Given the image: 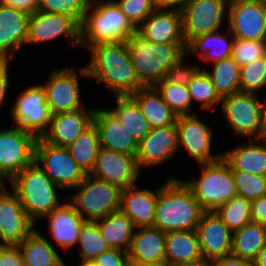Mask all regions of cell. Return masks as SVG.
Returning <instances> with one entry per match:
<instances>
[{"label": "cell", "instance_id": "1", "mask_svg": "<svg viewBox=\"0 0 266 266\" xmlns=\"http://www.w3.org/2000/svg\"><path fill=\"white\" fill-rule=\"evenodd\" d=\"M90 50L86 63L89 78L108 87L114 96H128L144 86L139 81L126 41L99 43Z\"/></svg>", "mask_w": 266, "mask_h": 266}, {"label": "cell", "instance_id": "2", "mask_svg": "<svg viewBox=\"0 0 266 266\" xmlns=\"http://www.w3.org/2000/svg\"><path fill=\"white\" fill-rule=\"evenodd\" d=\"M204 210L190 189L177 177L157 188L153 227L168 232L196 230Z\"/></svg>", "mask_w": 266, "mask_h": 266}, {"label": "cell", "instance_id": "3", "mask_svg": "<svg viewBox=\"0 0 266 266\" xmlns=\"http://www.w3.org/2000/svg\"><path fill=\"white\" fill-rule=\"evenodd\" d=\"M126 44L135 73L144 87L165 79L168 70L187 53L185 43H151L137 32Z\"/></svg>", "mask_w": 266, "mask_h": 266}, {"label": "cell", "instance_id": "4", "mask_svg": "<svg viewBox=\"0 0 266 266\" xmlns=\"http://www.w3.org/2000/svg\"><path fill=\"white\" fill-rule=\"evenodd\" d=\"M137 32L114 0L88 5L80 26V47L126 41Z\"/></svg>", "mask_w": 266, "mask_h": 266}, {"label": "cell", "instance_id": "5", "mask_svg": "<svg viewBox=\"0 0 266 266\" xmlns=\"http://www.w3.org/2000/svg\"><path fill=\"white\" fill-rule=\"evenodd\" d=\"M8 185L16 192L28 217L35 224L63 204L57 191L61 188L35 163L20 171Z\"/></svg>", "mask_w": 266, "mask_h": 266}, {"label": "cell", "instance_id": "6", "mask_svg": "<svg viewBox=\"0 0 266 266\" xmlns=\"http://www.w3.org/2000/svg\"><path fill=\"white\" fill-rule=\"evenodd\" d=\"M199 167L201 174L198 179L181 180L204 212H214L237 194L232 170L222 157Z\"/></svg>", "mask_w": 266, "mask_h": 266}, {"label": "cell", "instance_id": "7", "mask_svg": "<svg viewBox=\"0 0 266 266\" xmlns=\"http://www.w3.org/2000/svg\"><path fill=\"white\" fill-rule=\"evenodd\" d=\"M75 189L67 200L84 221L95 222L120 209L122 189L114 184L86 175Z\"/></svg>", "mask_w": 266, "mask_h": 266}, {"label": "cell", "instance_id": "8", "mask_svg": "<svg viewBox=\"0 0 266 266\" xmlns=\"http://www.w3.org/2000/svg\"><path fill=\"white\" fill-rule=\"evenodd\" d=\"M260 94L235 93L222 99L220 112L233 135L242 139H261L262 100Z\"/></svg>", "mask_w": 266, "mask_h": 266}, {"label": "cell", "instance_id": "9", "mask_svg": "<svg viewBox=\"0 0 266 266\" xmlns=\"http://www.w3.org/2000/svg\"><path fill=\"white\" fill-rule=\"evenodd\" d=\"M76 70L72 65L61 70L52 69L48 79L44 80V84H40L45 91L46 102L52 115L86 107L81 99L78 77L89 79L88 71L85 65Z\"/></svg>", "mask_w": 266, "mask_h": 266}, {"label": "cell", "instance_id": "10", "mask_svg": "<svg viewBox=\"0 0 266 266\" xmlns=\"http://www.w3.org/2000/svg\"><path fill=\"white\" fill-rule=\"evenodd\" d=\"M37 139L19 126L0 129V183L10 182L20 171L34 163Z\"/></svg>", "mask_w": 266, "mask_h": 266}, {"label": "cell", "instance_id": "11", "mask_svg": "<svg viewBox=\"0 0 266 266\" xmlns=\"http://www.w3.org/2000/svg\"><path fill=\"white\" fill-rule=\"evenodd\" d=\"M12 103L10 117L14 124L37 138L47 132L52 113L46 102L45 91L39 84L25 88Z\"/></svg>", "mask_w": 266, "mask_h": 266}, {"label": "cell", "instance_id": "12", "mask_svg": "<svg viewBox=\"0 0 266 266\" xmlns=\"http://www.w3.org/2000/svg\"><path fill=\"white\" fill-rule=\"evenodd\" d=\"M34 163L37 164L61 190L75 188L86 174L73 160L66 147H58L38 138Z\"/></svg>", "mask_w": 266, "mask_h": 266}, {"label": "cell", "instance_id": "13", "mask_svg": "<svg viewBox=\"0 0 266 266\" xmlns=\"http://www.w3.org/2000/svg\"><path fill=\"white\" fill-rule=\"evenodd\" d=\"M228 4L229 0H191L180 10L186 46L198 36L220 30L227 22Z\"/></svg>", "mask_w": 266, "mask_h": 266}, {"label": "cell", "instance_id": "14", "mask_svg": "<svg viewBox=\"0 0 266 266\" xmlns=\"http://www.w3.org/2000/svg\"><path fill=\"white\" fill-rule=\"evenodd\" d=\"M0 183V243L18 245L35 229L16 192Z\"/></svg>", "mask_w": 266, "mask_h": 266}, {"label": "cell", "instance_id": "15", "mask_svg": "<svg viewBox=\"0 0 266 266\" xmlns=\"http://www.w3.org/2000/svg\"><path fill=\"white\" fill-rule=\"evenodd\" d=\"M226 24L234 38L266 40V1L229 0Z\"/></svg>", "mask_w": 266, "mask_h": 266}, {"label": "cell", "instance_id": "16", "mask_svg": "<svg viewBox=\"0 0 266 266\" xmlns=\"http://www.w3.org/2000/svg\"><path fill=\"white\" fill-rule=\"evenodd\" d=\"M176 128L178 148L185 149L197 165L211 163L222 157V152L212 154V128L195 114L177 116Z\"/></svg>", "mask_w": 266, "mask_h": 266}, {"label": "cell", "instance_id": "17", "mask_svg": "<svg viewBox=\"0 0 266 266\" xmlns=\"http://www.w3.org/2000/svg\"><path fill=\"white\" fill-rule=\"evenodd\" d=\"M66 36L67 45L80 46V25L71 17L36 10L30 14L27 44H43Z\"/></svg>", "mask_w": 266, "mask_h": 266}, {"label": "cell", "instance_id": "18", "mask_svg": "<svg viewBox=\"0 0 266 266\" xmlns=\"http://www.w3.org/2000/svg\"><path fill=\"white\" fill-rule=\"evenodd\" d=\"M141 171L136 157L100 147L96 164L90 175L121 189L137 185Z\"/></svg>", "mask_w": 266, "mask_h": 266}, {"label": "cell", "instance_id": "19", "mask_svg": "<svg viewBox=\"0 0 266 266\" xmlns=\"http://www.w3.org/2000/svg\"><path fill=\"white\" fill-rule=\"evenodd\" d=\"M176 125L155 127L138 142L136 161L140 171L143 168L163 166L178 153Z\"/></svg>", "mask_w": 266, "mask_h": 266}, {"label": "cell", "instance_id": "20", "mask_svg": "<svg viewBox=\"0 0 266 266\" xmlns=\"http://www.w3.org/2000/svg\"><path fill=\"white\" fill-rule=\"evenodd\" d=\"M29 21L30 14L0 2V59L13 60L27 44Z\"/></svg>", "mask_w": 266, "mask_h": 266}, {"label": "cell", "instance_id": "21", "mask_svg": "<svg viewBox=\"0 0 266 266\" xmlns=\"http://www.w3.org/2000/svg\"><path fill=\"white\" fill-rule=\"evenodd\" d=\"M95 109L85 107L52 115L49 128L42 139L58 147L71 145L93 123Z\"/></svg>", "mask_w": 266, "mask_h": 266}, {"label": "cell", "instance_id": "22", "mask_svg": "<svg viewBox=\"0 0 266 266\" xmlns=\"http://www.w3.org/2000/svg\"><path fill=\"white\" fill-rule=\"evenodd\" d=\"M196 231L204 260L210 262L231 254L233 232L215 212H204Z\"/></svg>", "mask_w": 266, "mask_h": 266}, {"label": "cell", "instance_id": "23", "mask_svg": "<svg viewBox=\"0 0 266 266\" xmlns=\"http://www.w3.org/2000/svg\"><path fill=\"white\" fill-rule=\"evenodd\" d=\"M137 33L151 43H185L178 9L157 7L137 28Z\"/></svg>", "mask_w": 266, "mask_h": 266}, {"label": "cell", "instance_id": "24", "mask_svg": "<svg viewBox=\"0 0 266 266\" xmlns=\"http://www.w3.org/2000/svg\"><path fill=\"white\" fill-rule=\"evenodd\" d=\"M93 122L100 135V147L136 156L138 141L109 108H95Z\"/></svg>", "mask_w": 266, "mask_h": 266}, {"label": "cell", "instance_id": "25", "mask_svg": "<svg viewBox=\"0 0 266 266\" xmlns=\"http://www.w3.org/2000/svg\"><path fill=\"white\" fill-rule=\"evenodd\" d=\"M65 198V202L61 206L52 210L42 219L48 220V234L55 245L67 252L76 246L80 229L85 221L67 200V197Z\"/></svg>", "mask_w": 266, "mask_h": 266}, {"label": "cell", "instance_id": "26", "mask_svg": "<svg viewBox=\"0 0 266 266\" xmlns=\"http://www.w3.org/2000/svg\"><path fill=\"white\" fill-rule=\"evenodd\" d=\"M166 233L154 227L135 228L128 251L131 266L165 261Z\"/></svg>", "mask_w": 266, "mask_h": 266}, {"label": "cell", "instance_id": "27", "mask_svg": "<svg viewBox=\"0 0 266 266\" xmlns=\"http://www.w3.org/2000/svg\"><path fill=\"white\" fill-rule=\"evenodd\" d=\"M156 201L157 188L152 191L135 185L122 189L119 210L131 220L135 228L153 227Z\"/></svg>", "mask_w": 266, "mask_h": 266}, {"label": "cell", "instance_id": "28", "mask_svg": "<svg viewBox=\"0 0 266 266\" xmlns=\"http://www.w3.org/2000/svg\"><path fill=\"white\" fill-rule=\"evenodd\" d=\"M244 144L222 152L231 170L245 171L266 177V140L246 139Z\"/></svg>", "mask_w": 266, "mask_h": 266}, {"label": "cell", "instance_id": "29", "mask_svg": "<svg viewBox=\"0 0 266 266\" xmlns=\"http://www.w3.org/2000/svg\"><path fill=\"white\" fill-rule=\"evenodd\" d=\"M228 35L220 29L198 36L187 45V54L210 64L228 58L235 39L231 32Z\"/></svg>", "mask_w": 266, "mask_h": 266}, {"label": "cell", "instance_id": "30", "mask_svg": "<svg viewBox=\"0 0 266 266\" xmlns=\"http://www.w3.org/2000/svg\"><path fill=\"white\" fill-rule=\"evenodd\" d=\"M130 96L138 103L151 128L176 125L177 115L153 86L143 87Z\"/></svg>", "mask_w": 266, "mask_h": 266}, {"label": "cell", "instance_id": "31", "mask_svg": "<svg viewBox=\"0 0 266 266\" xmlns=\"http://www.w3.org/2000/svg\"><path fill=\"white\" fill-rule=\"evenodd\" d=\"M165 260L172 265L204 260L197 231L166 233Z\"/></svg>", "mask_w": 266, "mask_h": 266}, {"label": "cell", "instance_id": "32", "mask_svg": "<svg viewBox=\"0 0 266 266\" xmlns=\"http://www.w3.org/2000/svg\"><path fill=\"white\" fill-rule=\"evenodd\" d=\"M18 247L25 266H65L57 249L36 229Z\"/></svg>", "mask_w": 266, "mask_h": 266}, {"label": "cell", "instance_id": "33", "mask_svg": "<svg viewBox=\"0 0 266 266\" xmlns=\"http://www.w3.org/2000/svg\"><path fill=\"white\" fill-rule=\"evenodd\" d=\"M95 222L110 248L129 251L135 227L124 213L118 210Z\"/></svg>", "mask_w": 266, "mask_h": 266}, {"label": "cell", "instance_id": "34", "mask_svg": "<svg viewBox=\"0 0 266 266\" xmlns=\"http://www.w3.org/2000/svg\"><path fill=\"white\" fill-rule=\"evenodd\" d=\"M266 243V226L251 222L232 233L231 254L254 261Z\"/></svg>", "mask_w": 266, "mask_h": 266}, {"label": "cell", "instance_id": "35", "mask_svg": "<svg viewBox=\"0 0 266 266\" xmlns=\"http://www.w3.org/2000/svg\"><path fill=\"white\" fill-rule=\"evenodd\" d=\"M66 148L83 172L86 175H90L95 167L97 155L100 149V135L94 122Z\"/></svg>", "mask_w": 266, "mask_h": 266}, {"label": "cell", "instance_id": "36", "mask_svg": "<svg viewBox=\"0 0 266 266\" xmlns=\"http://www.w3.org/2000/svg\"><path fill=\"white\" fill-rule=\"evenodd\" d=\"M113 99L116 101V107L109 110L138 142L141 141L152 128L142 114L138 103L130 95L114 96Z\"/></svg>", "mask_w": 266, "mask_h": 266}, {"label": "cell", "instance_id": "37", "mask_svg": "<svg viewBox=\"0 0 266 266\" xmlns=\"http://www.w3.org/2000/svg\"><path fill=\"white\" fill-rule=\"evenodd\" d=\"M211 70H203L210 77L221 99L240 92V65L230 56L223 60L215 61Z\"/></svg>", "mask_w": 266, "mask_h": 266}, {"label": "cell", "instance_id": "38", "mask_svg": "<svg viewBox=\"0 0 266 266\" xmlns=\"http://www.w3.org/2000/svg\"><path fill=\"white\" fill-rule=\"evenodd\" d=\"M214 212L232 232L252 222L251 200L239 194Z\"/></svg>", "mask_w": 266, "mask_h": 266}, {"label": "cell", "instance_id": "39", "mask_svg": "<svg viewBox=\"0 0 266 266\" xmlns=\"http://www.w3.org/2000/svg\"><path fill=\"white\" fill-rule=\"evenodd\" d=\"M153 87L177 116L194 114L191 112L193 103L187 86L163 79Z\"/></svg>", "mask_w": 266, "mask_h": 266}, {"label": "cell", "instance_id": "40", "mask_svg": "<svg viewBox=\"0 0 266 266\" xmlns=\"http://www.w3.org/2000/svg\"><path fill=\"white\" fill-rule=\"evenodd\" d=\"M192 103L200 104L202 111L214 110L221 105L222 99L206 72L201 69L187 85Z\"/></svg>", "mask_w": 266, "mask_h": 266}, {"label": "cell", "instance_id": "41", "mask_svg": "<svg viewBox=\"0 0 266 266\" xmlns=\"http://www.w3.org/2000/svg\"><path fill=\"white\" fill-rule=\"evenodd\" d=\"M76 246H80L81 259H95L110 248L101 237L97 223L92 221H85L82 225Z\"/></svg>", "mask_w": 266, "mask_h": 266}, {"label": "cell", "instance_id": "42", "mask_svg": "<svg viewBox=\"0 0 266 266\" xmlns=\"http://www.w3.org/2000/svg\"><path fill=\"white\" fill-rule=\"evenodd\" d=\"M265 87L266 56L240 67V92L258 94Z\"/></svg>", "mask_w": 266, "mask_h": 266}, {"label": "cell", "instance_id": "43", "mask_svg": "<svg viewBox=\"0 0 266 266\" xmlns=\"http://www.w3.org/2000/svg\"><path fill=\"white\" fill-rule=\"evenodd\" d=\"M88 5L84 0H38V10L73 18L80 26Z\"/></svg>", "mask_w": 266, "mask_h": 266}, {"label": "cell", "instance_id": "44", "mask_svg": "<svg viewBox=\"0 0 266 266\" xmlns=\"http://www.w3.org/2000/svg\"><path fill=\"white\" fill-rule=\"evenodd\" d=\"M236 192L249 200L266 195V177L245 171L232 170Z\"/></svg>", "mask_w": 266, "mask_h": 266}, {"label": "cell", "instance_id": "45", "mask_svg": "<svg viewBox=\"0 0 266 266\" xmlns=\"http://www.w3.org/2000/svg\"><path fill=\"white\" fill-rule=\"evenodd\" d=\"M266 56V40L235 38L231 57L241 66Z\"/></svg>", "mask_w": 266, "mask_h": 266}, {"label": "cell", "instance_id": "46", "mask_svg": "<svg viewBox=\"0 0 266 266\" xmlns=\"http://www.w3.org/2000/svg\"><path fill=\"white\" fill-rule=\"evenodd\" d=\"M131 24L137 29L158 6L156 0H114Z\"/></svg>", "mask_w": 266, "mask_h": 266}, {"label": "cell", "instance_id": "47", "mask_svg": "<svg viewBox=\"0 0 266 266\" xmlns=\"http://www.w3.org/2000/svg\"><path fill=\"white\" fill-rule=\"evenodd\" d=\"M187 57L189 55L186 53L168 70L165 77L167 81L187 86L202 69V66L200 67L198 64H191V66L184 64Z\"/></svg>", "mask_w": 266, "mask_h": 266}, {"label": "cell", "instance_id": "48", "mask_svg": "<svg viewBox=\"0 0 266 266\" xmlns=\"http://www.w3.org/2000/svg\"><path fill=\"white\" fill-rule=\"evenodd\" d=\"M94 260L97 266H131L128 252L116 248H109Z\"/></svg>", "mask_w": 266, "mask_h": 266}, {"label": "cell", "instance_id": "49", "mask_svg": "<svg viewBox=\"0 0 266 266\" xmlns=\"http://www.w3.org/2000/svg\"><path fill=\"white\" fill-rule=\"evenodd\" d=\"M0 266H25L18 245L0 246Z\"/></svg>", "mask_w": 266, "mask_h": 266}, {"label": "cell", "instance_id": "50", "mask_svg": "<svg viewBox=\"0 0 266 266\" xmlns=\"http://www.w3.org/2000/svg\"><path fill=\"white\" fill-rule=\"evenodd\" d=\"M11 60L0 59V107L6 105V95L9 88V67Z\"/></svg>", "mask_w": 266, "mask_h": 266}, {"label": "cell", "instance_id": "51", "mask_svg": "<svg viewBox=\"0 0 266 266\" xmlns=\"http://www.w3.org/2000/svg\"><path fill=\"white\" fill-rule=\"evenodd\" d=\"M251 219L266 226V195L251 201Z\"/></svg>", "mask_w": 266, "mask_h": 266}, {"label": "cell", "instance_id": "52", "mask_svg": "<svg viewBox=\"0 0 266 266\" xmlns=\"http://www.w3.org/2000/svg\"><path fill=\"white\" fill-rule=\"evenodd\" d=\"M210 266H253V262L230 254L210 261Z\"/></svg>", "mask_w": 266, "mask_h": 266}, {"label": "cell", "instance_id": "53", "mask_svg": "<svg viewBox=\"0 0 266 266\" xmlns=\"http://www.w3.org/2000/svg\"><path fill=\"white\" fill-rule=\"evenodd\" d=\"M0 2L8 7L25 11L28 14L38 10V0H0Z\"/></svg>", "mask_w": 266, "mask_h": 266}, {"label": "cell", "instance_id": "54", "mask_svg": "<svg viewBox=\"0 0 266 266\" xmlns=\"http://www.w3.org/2000/svg\"><path fill=\"white\" fill-rule=\"evenodd\" d=\"M191 0H156L160 8L178 9L184 8Z\"/></svg>", "mask_w": 266, "mask_h": 266}, {"label": "cell", "instance_id": "55", "mask_svg": "<svg viewBox=\"0 0 266 266\" xmlns=\"http://www.w3.org/2000/svg\"><path fill=\"white\" fill-rule=\"evenodd\" d=\"M262 101V113H261V139L266 140V96Z\"/></svg>", "mask_w": 266, "mask_h": 266}, {"label": "cell", "instance_id": "56", "mask_svg": "<svg viewBox=\"0 0 266 266\" xmlns=\"http://www.w3.org/2000/svg\"><path fill=\"white\" fill-rule=\"evenodd\" d=\"M253 266H266V243L260 249L256 259L253 261Z\"/></svg>", "mask_w": 266, "mask_h": 266}, {"label": "cell", "instance_id": "57", "mask_svg": "<svg viewBox=\"0 0 266 266\" xmlns=\"http://www.w3.org/2000/svg\"><path fill=\"white\" fill-rule=\"evenodd\" d=\"M173 266H210V262L206 260H201L196 262L179 263Z\"/></svg>", "mask_w": 266, "mask_h": 266}, {"label": "cell", "instance_id": "58", "mask_svg": "<svg viewBox=\"0 0 266 266\" xmlns=\"http://www.w3.org/2000/svg\"><path fill=\"white\" fill-rule=\"evenodd\" d=\"M77 266H97L94 259H82Z\"/></svg>", "mask_w": 266, "mask_h": 266}, {"label": "cell", "instance_id": "59", "mask_svg": "<svg viewBox=\"0 0 266 266\" xmlns=\"http://www.w3.org/2000/svg\"><path fill=\"white\" fill-rule=\"evenodd\" d=\"M143 266H173L170 262L168 261H162V262H158V263H152V264H146Z\"/></svg>", "mask_w": 266, "mask_h": 266}, {"label": "cell", "instance_id": "60", "mask_svg": "<svg viewBox=\"0 0 266 266\" xmlns=\"http://www.w3.org/2000/svg\"><path fill=\"white\" fill-rule=\"evenodd\" d=\"M84 1L87 3V5H92L105 0H84Z\"/></svg>", "mask_w": 266, "mask_h": 266}]
</instances>
